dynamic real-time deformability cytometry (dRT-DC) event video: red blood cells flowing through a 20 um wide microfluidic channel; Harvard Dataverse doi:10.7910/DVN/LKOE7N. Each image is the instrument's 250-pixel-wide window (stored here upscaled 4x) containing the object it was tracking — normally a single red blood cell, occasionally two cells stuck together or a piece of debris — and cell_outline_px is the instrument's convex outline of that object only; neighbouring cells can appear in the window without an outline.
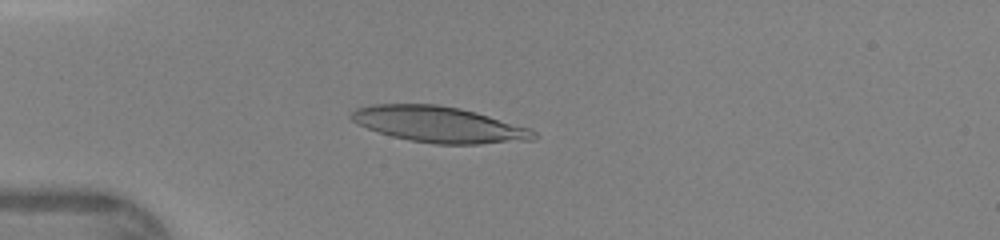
{"species": "human", "species_latin": "Homo sapiens", "temperature_condition": "warm", "stored_images_in_passage": 33, "camera_frame_rate_fps": 3000, "um_per_image_px": 0.085, "donor": {"sex": "female"}, "frame": {"image": 1, "passage_image": 4, "time_ms": 1.0, "image_size_px": [1000, 240], "cell_outline_px": [[536, 136], [532, 140], [480, 144], [436, 144], [412, 140], [392, 136], [356, 124], [348, 116], [356, 108], [372, 104], [436, 104], [460, 108], [476, 112], [532, 128], [536, 132]], "centroid_in_image_um": [37.33, 10.57], "position_along_channel_um": 47.7, "area_um2": 38.21}}
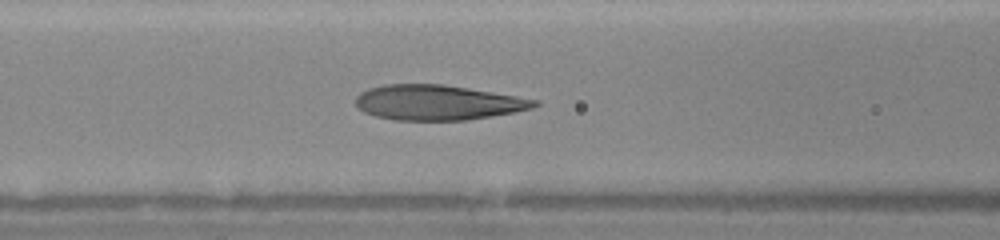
{"frame": {"image": 2, "passage_image": 11, "time_ms": 3.333, "image_size_px": [1000, 240], "cell_outline_px": [[540, 104], [532, 108], [492, 116], [464, 120], [396, 120], [376, 116], [364, 112], [356, 104], [356, 96], [360, 92], [368, 88], [384, 84], [444, 84], [540, 100]], "centroid_in_image_um": [37.19, 8.71], "position_along_channel_um": 129.4, "area_um2": 36.41}}
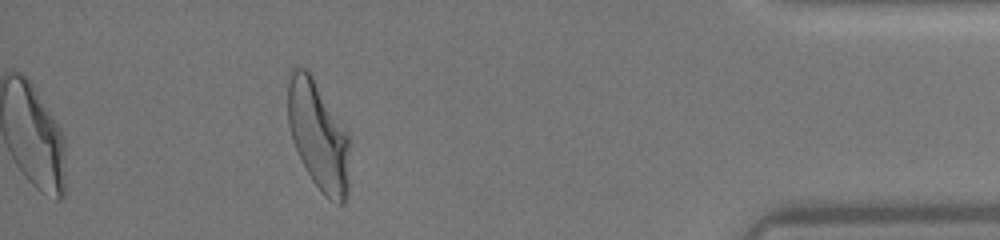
{"frame": {"image": 3, "passage_image": 33, "time_ms": 10.667, "image_size_px": [1000, 240], "cell_outline_px": [[348, 188], [344, 204], [336, 204], [328, 200], [324, 196], [312, 180], [292, 140], [288, 124], [288, 72], [292, 68], [304, 68], [312, 76], [348, 136]], "centroid_in_image_um": [27.03, 11.56], "position_along_channel_um": 408.2, "area_um2": 38.44}}